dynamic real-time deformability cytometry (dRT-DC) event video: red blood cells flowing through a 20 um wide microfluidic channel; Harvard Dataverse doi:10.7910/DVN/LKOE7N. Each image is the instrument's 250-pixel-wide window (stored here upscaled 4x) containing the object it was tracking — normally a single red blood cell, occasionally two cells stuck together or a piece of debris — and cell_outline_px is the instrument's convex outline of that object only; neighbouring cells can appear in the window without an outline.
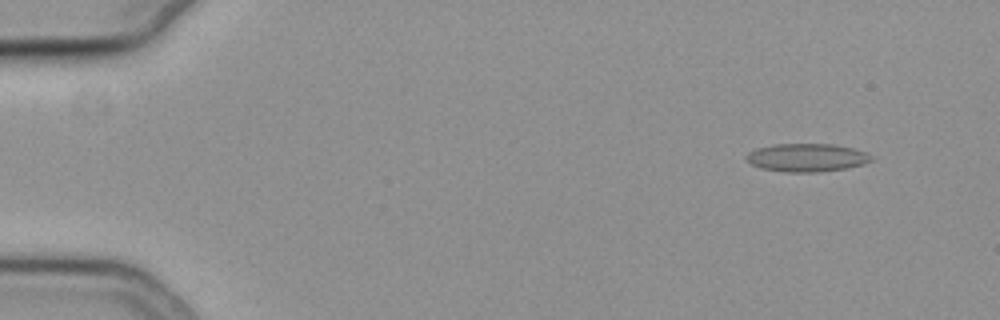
{"species": "common noctule bat (a hibernating species)", "species_latin": "Nyctalus noctula", "temperature_condition": "cold", "stored_images_in_passage": 53, "camera_frame_rate_fps": 3000, "um_per_image_px": 0.085, "animal": {"sex": "female", "body_mass_g": 19.3, "forearm_length_mm": 54.1}, "frame": {"image": 1, "passage_image": 2, "time_ms": 0.333, "image_size_px": [1000, 320], "cell_outline_px": [[872, 160], [864, 164], [844, 168], [816, 172], [784, 172], [760, 168], [752, 164], [744, 156], [748, 152], [756, 148], [772, 144], [832, 144], [852, 148], [868, 152], [872, 156]], "centroid_in_image_um": [68.56, 13.39], "position_along_channel_um": 16.4, "area_um2": 20.52}}
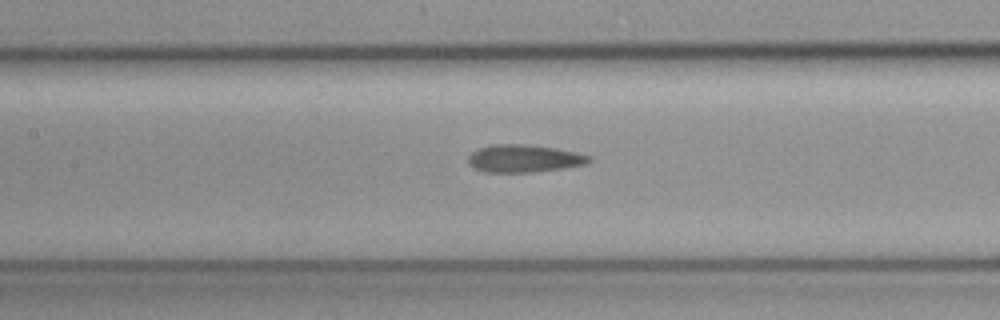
{"frame": {"image": 2, "passage_image": 23, "time_ms": 7.333, "image_size_px": [1000, 320], "cell_outline_px": [[592, 160], [584, 164], [564, 168], [532, 172], [484, 172], [472, 168], [468, 164], [468, 156], [472, 152], [480, 148], [496, 144], [520, 144], [552, 148], [572, 152], [588, 156]], "centroid_in_image_um": [44.45, 13.49], "position_along_channel_um": 162.9, "area_um2": 19.07}}
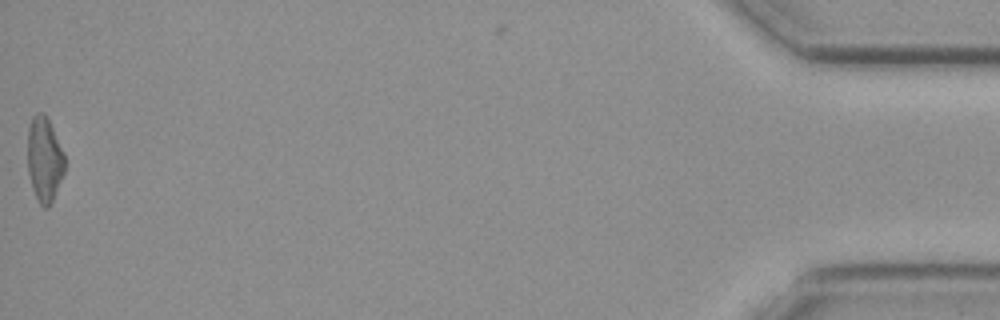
{"frame": {"image": 3, "passage_image": 52, "time_ms": 17.0, "image_size_px": [1000, 320], "cell_outline_px": [[64, 172], [52, 200], [48, 208], [44, 208], [40, 204], [32, 188], [28, 172], [28, 128], [32, 116], [36, 112], [44, 112], [64, 152]], "centroid_in_image_um": [3.76, 13.52], "position_along_channel_um": 431.4, "area_um2": 18.15}, "authors_computed_cell_mechanics": {"area_um2": 18.9584, "velocity_mm_per_s": 3.8229, "shape_relaxation_time_tau1_ms": null, "shape_relaxation_time_tau2_ms": 4.5175, "deformation_change_tau1": null, "deformation_change_tau2": 0.1211}}